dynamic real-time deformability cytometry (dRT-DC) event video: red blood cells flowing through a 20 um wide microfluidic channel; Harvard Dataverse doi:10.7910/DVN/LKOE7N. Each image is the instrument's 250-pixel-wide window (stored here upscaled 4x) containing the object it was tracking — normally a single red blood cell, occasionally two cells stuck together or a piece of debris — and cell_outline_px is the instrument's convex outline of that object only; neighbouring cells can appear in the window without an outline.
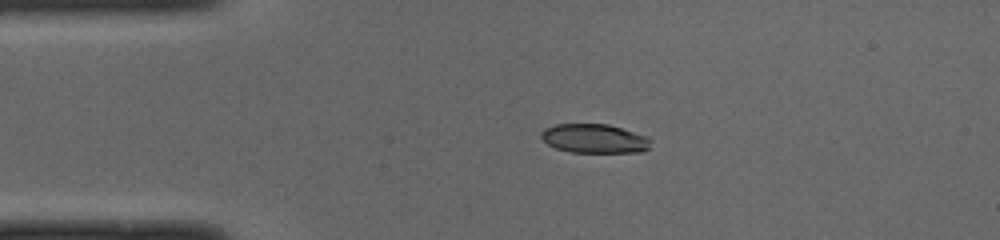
{"species": "common noctule bat (a hibernating species)", "species_latin": "Nyctalus noctula", "temperature_condition": "cold", "stored_images_in_passage": 48, "camera_frame_rate_fps": 3000, "um_per_image_px": 0.085, "animal": {"sex": "male", "body_mass_g": 19.0, "forearm_length_mm": 50.8}, "frame": {"image": 1, "passage_image": 9, "time_ms": 2.667, "image_size_px": [1000, 240], "cell_outline_px": [[652, 140], [648, 148], [644, 152], [572, 152], [556, 148], [548, 144], [540, 136], [540, 132], [544, 128], [556, 124], [608, 124], [648, 136]], "centroid_in_image_um": [50.54, 11.77], "position_along_channel_um": 34.5, "area_um2": 18.61}}
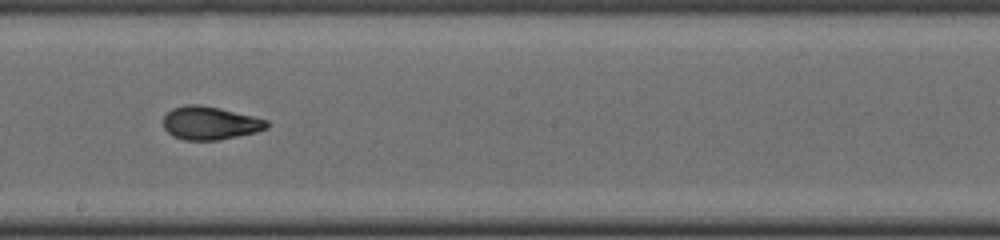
{"frame": {"image": 2, "passage_image": 26, "time_ms": 8.333, "image_size_px": [1000, 240], "cell_outline_px": [[268, 128], [256, 132], [216, 140], [184, 140], [172, 136], [164, 128], [164, 116], [172, 108], [184, 104], [200, 104], [220, 108], [268, 120]], "centroid_in_image_um": [17.83, 10.45], "position_along_channel_um": 230.4, "area_um2": 20.0}}
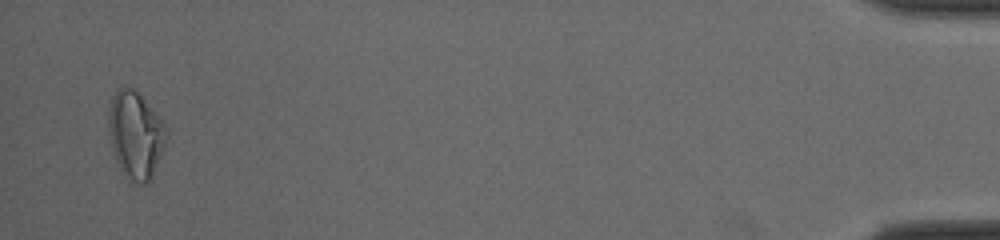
{"frame": {"image": 3, "passage_image": 47, "time_ms": 15.333, "image_size_px": [1000, 240], "cell_outline_px": [[168, 136], [164, 148], [152, 176], [144, 184], [140, 184], [124, 176], [116, 160], [112, 148], [108, 132], [108, 112], [116, 88], [120, 84], [132, 88], [152, 108], [168, 128]], "centroid_in_image_um": [11.52, 11.44], "position_along_channel_um": 423.7, "area_um2": 29.36}, "authors_computed_cell_mechanics": {"area_um2": 20.0277, "velocity_mm_per_s": 4.0219, "shape_relaxation_time_tau1_ms": 8.0759, "shape_relaxation_time_tau2_ms": 1.5082, "deformation_change_tau1": 0.2424, "deformation_change_tau2": 0.0664}}